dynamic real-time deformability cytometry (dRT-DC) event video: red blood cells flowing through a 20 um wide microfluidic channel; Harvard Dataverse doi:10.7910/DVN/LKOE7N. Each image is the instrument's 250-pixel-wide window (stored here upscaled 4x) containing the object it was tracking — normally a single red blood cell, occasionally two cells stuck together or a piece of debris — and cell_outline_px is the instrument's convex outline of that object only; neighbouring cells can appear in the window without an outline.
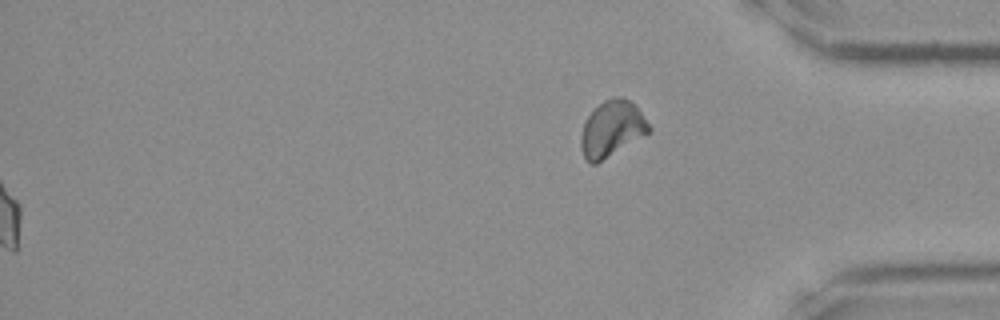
{"species": "Egyptian fruit bat (a non-hibernating species)", "species_latin": "Rousettus aegyptiacus", "temperature_condition": "room temperature", "stored_images_in_passage": 36, "segment_of_instrument_passage": [2, 2], "camera_frame_rate_fps": 3000, "um_per_image_px": 0.085, "frame": {"image": 1, "passage_image": 36, "time_ms": 11.667, "image_size_px": [1000, 320], "cell_outline_px": [[652, 128], [648, 132], [596, 164], [588, 164], [580, 148], [580, 136], [584, 120], [604, 100], [612, 96], [620, 96], [636, 104]], "centroid_in_image_um": [51.98, 10.93], "position_along_channel_um": 383.2, "area_um2": 22.08}}